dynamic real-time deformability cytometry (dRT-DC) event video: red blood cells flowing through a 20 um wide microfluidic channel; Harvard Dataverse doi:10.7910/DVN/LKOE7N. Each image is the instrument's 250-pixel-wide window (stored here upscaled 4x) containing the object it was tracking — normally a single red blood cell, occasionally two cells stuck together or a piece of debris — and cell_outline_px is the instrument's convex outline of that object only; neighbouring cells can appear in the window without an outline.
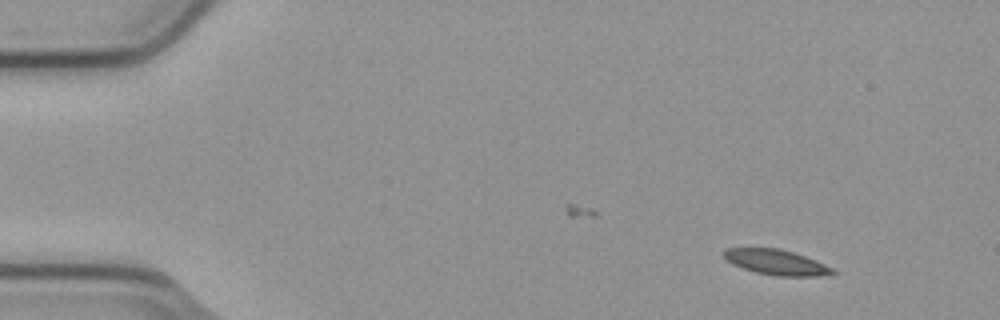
{"species": "common noctule bat (a hibernating species)", "species_latin": "Nyctalus noctula", "temperature_condition": "cold", "stored_images_in_passage": 4, "camera_frame_rate_fps": 3000, "um_per_image_px": 0.085, "animal": {"sex": "male", "body_mass_g": 23.1, "forearm_length_mm": 52.7}, "frame": {"image": 1, "passage_image": 1, "time_ms": 0.0, "image_size_px": [1000, 320], "cell_outline_px": [[836, 272], [820, 276], [776, 276], [756, 272], [732, 264], [724, 260], [720, 252], [724, 248], [780, 248], [804, 256], [824, 264], [832, 268]], "centroid_in_image_um": [65.89, 22.28], "position_along_channel_um": 19.1, "area_um2": 16.01}}
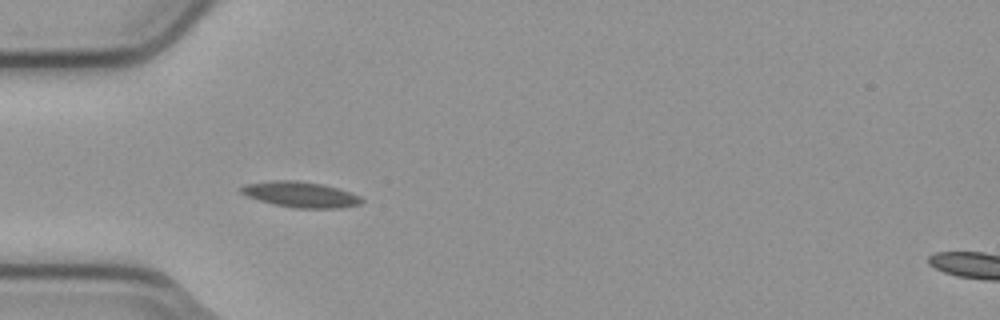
{"frame": {"image": 2, "passage_image": 4, "time_ms": 1.0, "image_size_px": [1000, 320], "cell_outline_px": [[364, 200], [360, 204], [340, 208], [292, 208], [260, 200], [248, 196], [240, 192], [240, 188], [244, 184], [272, 180], [300, 180], [324, 184], [360, 196]], "centroid_in_image_um": [25.54, 16.52], "position_along_channel_um": 59.5, "area_um2": 17.98}}